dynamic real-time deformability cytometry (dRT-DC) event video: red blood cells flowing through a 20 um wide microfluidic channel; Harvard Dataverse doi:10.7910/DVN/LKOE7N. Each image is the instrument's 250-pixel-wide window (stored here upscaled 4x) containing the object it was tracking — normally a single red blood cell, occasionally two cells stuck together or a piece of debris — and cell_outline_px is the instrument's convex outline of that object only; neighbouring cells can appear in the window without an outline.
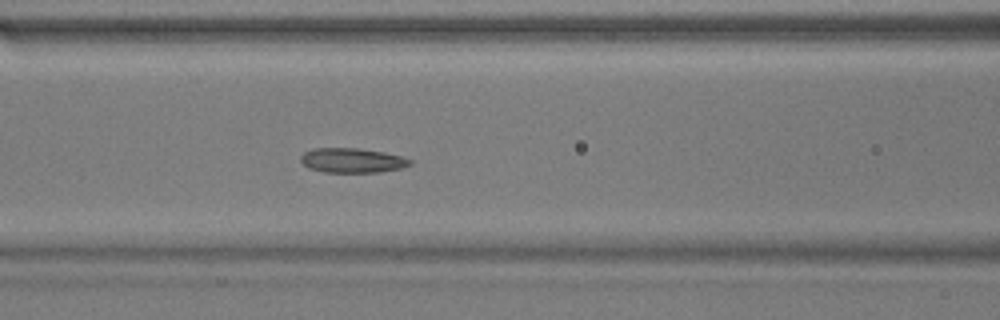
{"species": "common noctule bat (a hibernating species)", "species_latin": "Nyctalus noctula", "temperature_condition": "warm", "stored_images_in_passage": 16, "camera_frame_rate_fps": 3000, "um_per_image_px": 0.085, "animal": {"sex": "male", "body_mass_g": 17.9}, "frame": {"image": 1, "passage_image": 10, "time_ms": 3.0, "image_size_px": [1000, 320], "cell_outline_px": [[412, 164], [400, 168], [380, 172], [324, 172], [308, 168], [300, 160], [300, 156], [304, 152], [312, 148], [356, 148], [384, 152], [400, 156], [412, 160]], "centroid_in_image_um": [29.91, 13.63], "position_along_channel_um": 136.7, "area_um2": 15.66}}